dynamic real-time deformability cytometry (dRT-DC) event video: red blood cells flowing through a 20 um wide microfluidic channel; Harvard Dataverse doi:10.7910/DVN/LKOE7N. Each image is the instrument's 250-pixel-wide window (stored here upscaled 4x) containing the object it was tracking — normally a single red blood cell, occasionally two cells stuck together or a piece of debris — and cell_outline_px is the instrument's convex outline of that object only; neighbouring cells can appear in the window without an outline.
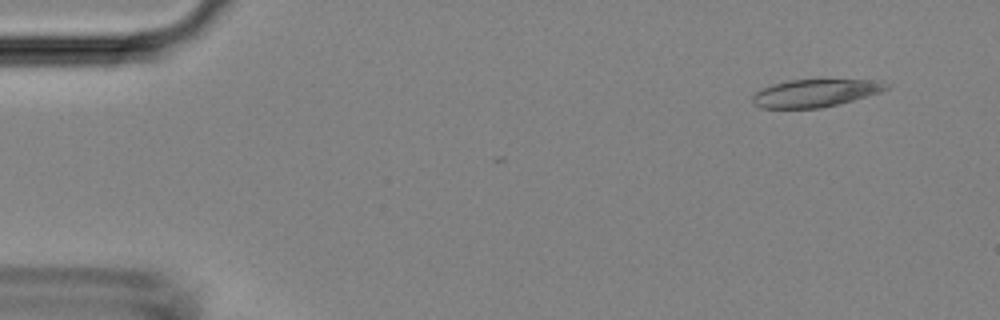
{"species": "Egyptian fruit bat (a non-hibernating species)", "species_latin": "Rousettus aegyptiacus", "temperature_condition": "room temperature", "stored_images_in_passage": 5, "camera_frame_rate_fps": 3000, "um_per_image_px": 0.085, "animal": {"sex": "female"}, "frame": {"image": 1, "passage_image": 1, "time_ms": 0.0, "image_size_px": [1000, 320], "cell_outline_px": [[892, 84], [888, 88], [880, 92], [840, 104], [820, 108], [760, 108], [752, 100], [752, 96], [756, 92], [772, 84], [788, 80], [884, 80]], "centroid_in_image_um": [69.35, 7.91], "position_along_channel_um": 15.7, "area_um2": 21.56}}
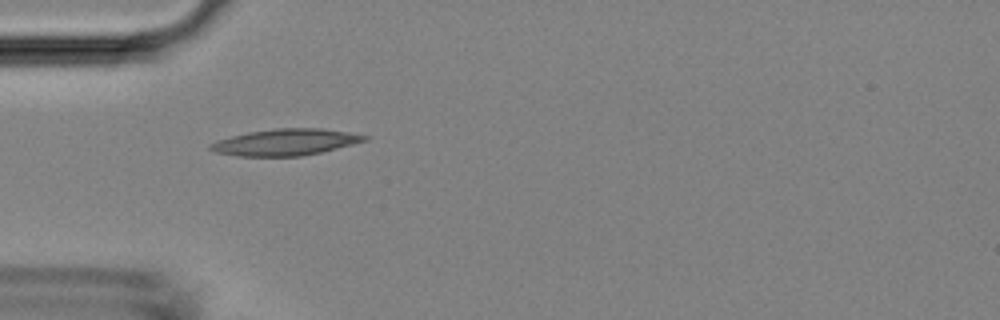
{"frame": {"image": 2, "passage_image": 4, "time_ms": 3.667, "image_size_px": [1000, 320], "cell_outline_px": [[368, 140], [320, 152], [300, 156], [236, 156], [216, 152], [208, 148], [208, 144], [216, 140], [248, 132], [276, 128], [320, 128], [348, 132], [368, 136]], "centroid_in_image_um": [24.22, 12.08], "position_along_channel_um": 60.8, "area_um2": 23.64}}